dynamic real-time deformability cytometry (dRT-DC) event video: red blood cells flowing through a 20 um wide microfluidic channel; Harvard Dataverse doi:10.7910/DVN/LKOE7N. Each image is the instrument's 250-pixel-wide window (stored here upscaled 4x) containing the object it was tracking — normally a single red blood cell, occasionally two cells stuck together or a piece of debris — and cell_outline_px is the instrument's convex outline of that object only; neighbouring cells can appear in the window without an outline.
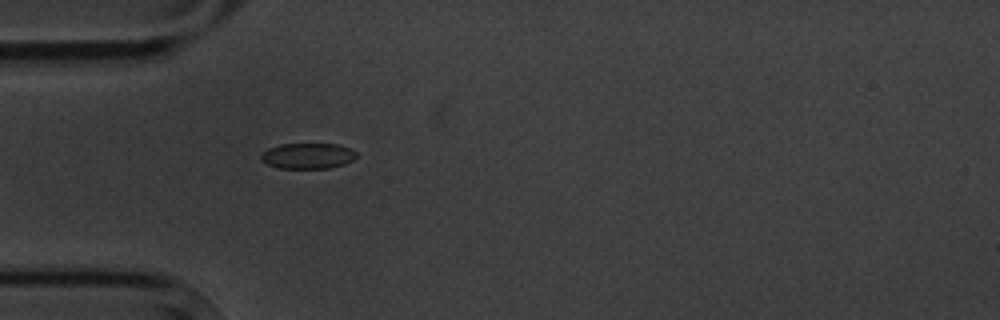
{"species": "common noctule bat (a hibernating species)", "species_latin": "Nyctalus noctula", "temperature_condition": "cold", "stored_images_in_passage": 4, "camera_frame_rate_fps": 3000, "um_per_image_px": 0.085, "animal": {"sex": "male", "body_mass_g": 20.1, "forearm_length_mm": 53.5}, "frame": {"image": 1, "passage_image": 4, "time_ms": 4.333, "image_size_px": [1000, 320], "cell_outline_px": [[356, 156], [352, 160], [344, 164], [328, 168], [280, 168], [268, 164], [260, 160], [260, 156], [268, 148], [280, 144], [336, 144], [348, 148], [356, 152]], "centroid_in_image_um": [26.13, 13.25], "position_along_channel_um": 58.9, "area_um2": 14.1}}